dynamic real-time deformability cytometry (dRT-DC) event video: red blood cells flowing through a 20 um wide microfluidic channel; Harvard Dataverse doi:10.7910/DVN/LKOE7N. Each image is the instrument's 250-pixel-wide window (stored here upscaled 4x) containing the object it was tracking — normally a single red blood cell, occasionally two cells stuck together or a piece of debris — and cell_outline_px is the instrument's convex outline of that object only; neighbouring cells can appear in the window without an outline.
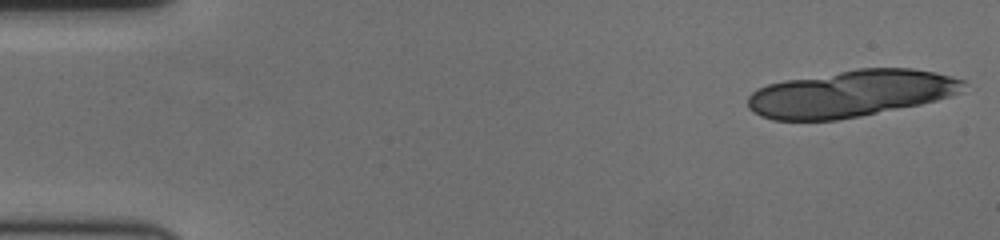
{"species": "human", "species_latin": "Homo sapiens", "temperature_condition": "cold", "stored_images_in_passage": 19, "camera_frame_rate_fps": 3000, "um_per_image_px": 0.085, "donor": {"sex": "female"}, "frame": {"image": 1, "passage_image": 1, "time_ms": 0.0, "image_size_px": [1000, 240], "cell_outline_px": [[964, 84], [960, 92], [952, 96], [920, 104], [860, 116], [836, 120], [772, 120], [760, 116], [748, 108], [748, 96], [756, 88], [768, 84], [784, 80], [856, 68], [912, 68], [936, 72], [952, 76], [964, 80]], "centroid_in_image_um": [72.31, 7.95], "position_along_channel_um": 12.7, "area_um2": 58.96}}